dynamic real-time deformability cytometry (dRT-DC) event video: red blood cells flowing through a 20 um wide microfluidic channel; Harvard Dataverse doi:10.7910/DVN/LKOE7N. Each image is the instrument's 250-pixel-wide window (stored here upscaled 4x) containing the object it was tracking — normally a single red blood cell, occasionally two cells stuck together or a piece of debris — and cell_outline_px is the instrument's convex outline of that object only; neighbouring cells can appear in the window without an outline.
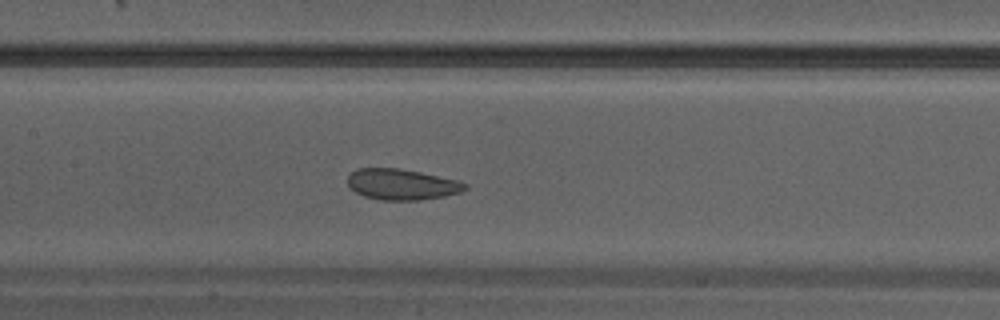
{"species": "Egyptian fruit bat (a non-hibernating species)", "species_latin": "Rousettus aegyptiacus", "temperature_condition": "warm", "stored_images_in_passage": 33, "camera_frame_rate_fps": 3000, "um_per_image_px": 0.085, "animal": {"sex": "male"}, "frame": {"image": 1, "passage_image": 15, "time_ms": 4.667, "image_size_px": [1000, 320], "cell_outline_px": [[468, 188], [460, 192], [444, 196], [420, 200], [380, 200], [364, 196], [356, 192], [348, 184], [348, 176], [356, 168], [400, 168], [460, 180], [468, 184]], "centroid_in_image_um": [34.18, 15.67], "position_along_channel_um": 173.2, "area_um2": 21.21}}
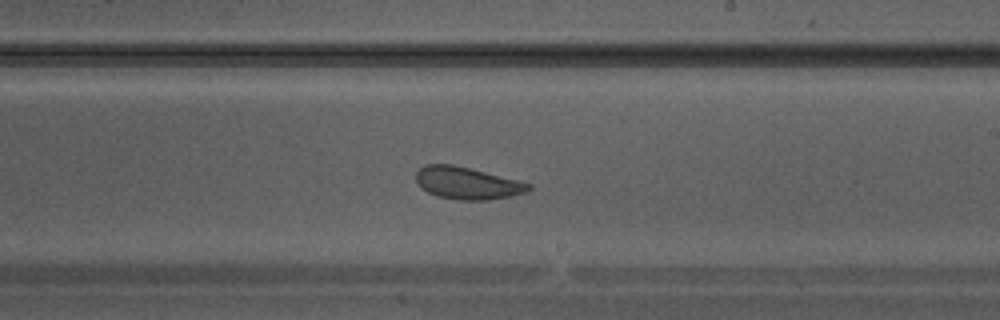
{"frame": {"image": 2, "passage_image": 19, "time_ms": 6.0, "image_size_px": [1000, 320], "cell_outline_px": [[532, 188], [528, 192], [512, 196], [488, 200], [456, 200], [436, 196], [420, 188], [416, 180], [416, 172], [424, 164], [452, 164], [532, 184]], "centroid_in_image_um": [39.69, 15.58], "position_along_channel_um": 249.3, "area_um2": 21.15}}